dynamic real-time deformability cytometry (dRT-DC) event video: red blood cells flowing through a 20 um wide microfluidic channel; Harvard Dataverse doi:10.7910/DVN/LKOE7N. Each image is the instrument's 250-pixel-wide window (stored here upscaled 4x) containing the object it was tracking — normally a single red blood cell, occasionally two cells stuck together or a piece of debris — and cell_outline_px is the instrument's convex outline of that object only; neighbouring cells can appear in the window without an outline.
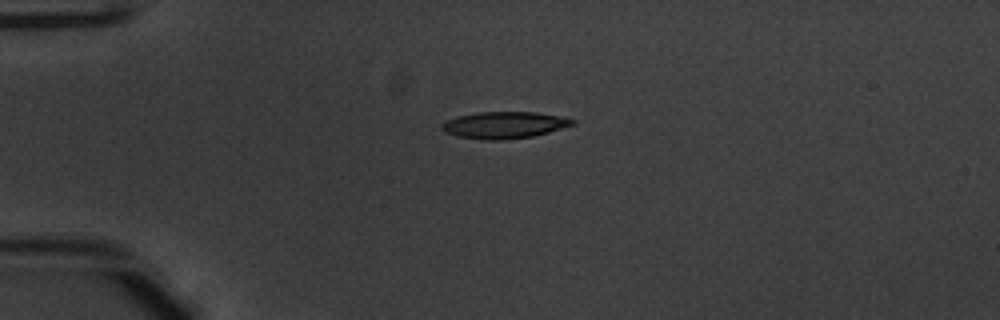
{"species": "common noctule bat (a hibernating species)", "species_latin": "Nyctalus noctula", "temperature_condition": "warm", "stored_images_in_passage": 33, "camera_frame_rate_fps": 3000, "um_per_image_px": 0.085, "animal": {"sex": "male", "body_mass_g": 20.1, "forearm_length_mm": 53.5}, "frame": {"image": 1, "passage_image": 1, "time_ms": 0.0, "image_size_px": [1000, 320], "cell_outline_px": [[576, 124], [548, 132], [532, 136], [504, 140], [484, 140], [456, 136], [444, 132], [440, 128], [440, 124], [444, 120], [456, 116], [476, 112], [536, 112], [560, 116], [576, 120]], "centroid_in_image_um": [42.8, 10.62], "position_along_channel_um": 42.2, "area_um2": 20.63}}
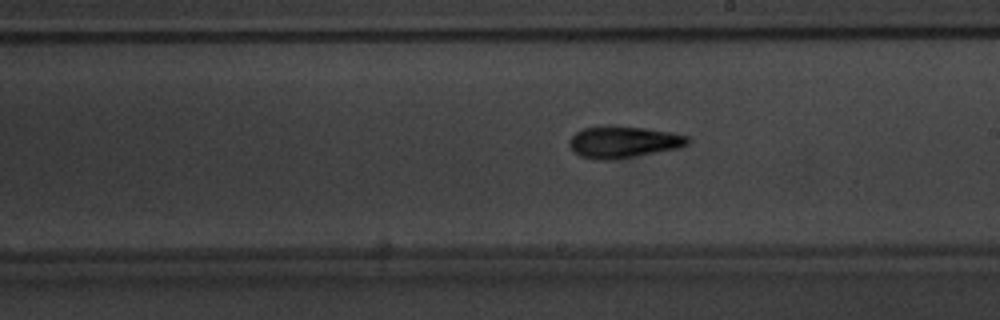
{"frame": {"image": 2, "passage_image": 18, "time_ms": 5.667, "image_size_px": [1000, 320], "cell_outline_px": [[692, 140], [688, 144], [680, 148], [612, 160], [592, 160], [580, 156], [568, 144], [568, 140], [576, 132], [584, 128], [604, 124], [644, 128], [672, 132], [688, 136]], "centroid_in_image_um": [52.99, 12.06], "position_along_channel_um": 236.0, "area_um2": 22.25}}
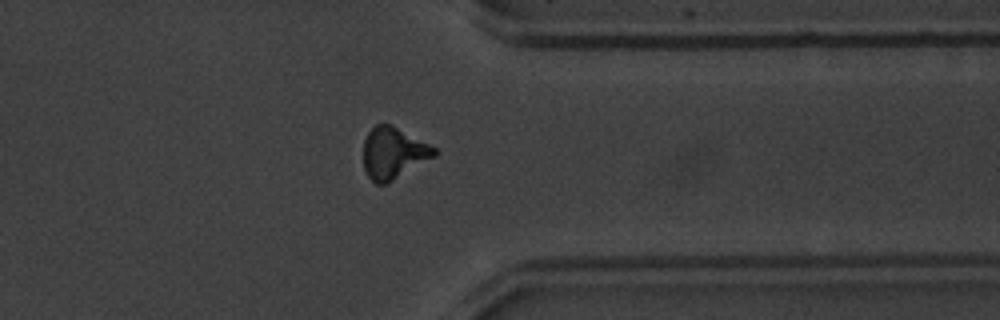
{"frame": {"image": 3, "passage_image": 29, "time_ms": 9.333, "image_size_px": [1000, 320], "cell_outline_px": [[440, 152], [436, 156], [388, 184], [376, 184], [368, 176], [364, 168], [364, 140], [368, 132], [376, 124], [392, 124], [436, 148]], "centroid_in_image_um": [33.46, 13.02], "position_along_channel_um": 377.9, "area_um2": 21.5}, "authors_computed_cell_mechanics": {"area_um2": 20.7502, "velocity_mm_per_s": 3.9689, "shape_relaxation_time_tau1_ms": 3.7858, "shape_relaxation_time_tau2_ms": 4.1665, "deformation_change_tau1": 0.1917, "deformation_change_tau2": 0.1366}}